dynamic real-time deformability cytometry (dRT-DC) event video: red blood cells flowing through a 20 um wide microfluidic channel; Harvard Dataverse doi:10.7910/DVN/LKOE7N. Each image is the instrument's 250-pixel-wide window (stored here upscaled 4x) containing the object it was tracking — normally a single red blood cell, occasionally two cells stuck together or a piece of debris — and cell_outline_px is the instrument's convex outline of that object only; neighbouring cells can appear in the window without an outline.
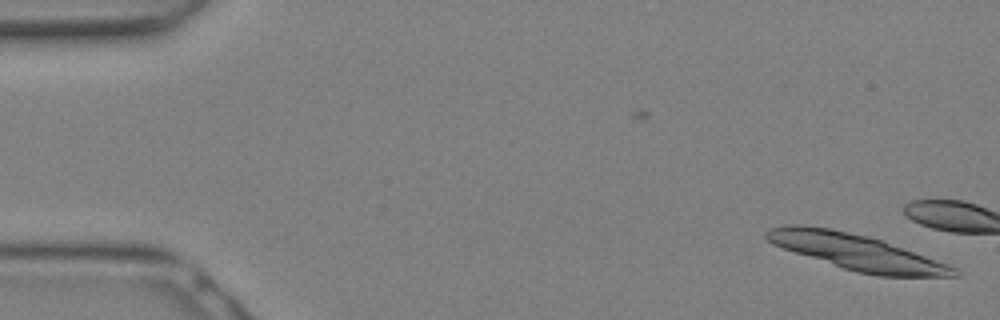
{"species": "Egyptian fruit bat (a non-hibernating species)", "species_latin": "Rousettus aegyptiacus", "temperature_condition": "warm", "stored_images_in_passage": 2, "camera_frame_rate_fps": 3000, "um_per_image_px": 0.085, "animal": {"sex": "female"}, "frame": {"image": 1, "passage_image": 2, "time_ms": 0.333, "image_size_px": [1000, 320], "cell_outline_px": [[960, 276], [880, 276], [856, 272], [772, 244], [764, 236], [764, 232], [768, 228], [784, 224], [800, 224], [832, 228], [868, 236], [880, 240], [948, 264], [956, 268], [960, 272]], "centroid_in_image_um": [72.76, 21.4], "position_along_channel_um": 12.2, "area_um2": 38.61}}